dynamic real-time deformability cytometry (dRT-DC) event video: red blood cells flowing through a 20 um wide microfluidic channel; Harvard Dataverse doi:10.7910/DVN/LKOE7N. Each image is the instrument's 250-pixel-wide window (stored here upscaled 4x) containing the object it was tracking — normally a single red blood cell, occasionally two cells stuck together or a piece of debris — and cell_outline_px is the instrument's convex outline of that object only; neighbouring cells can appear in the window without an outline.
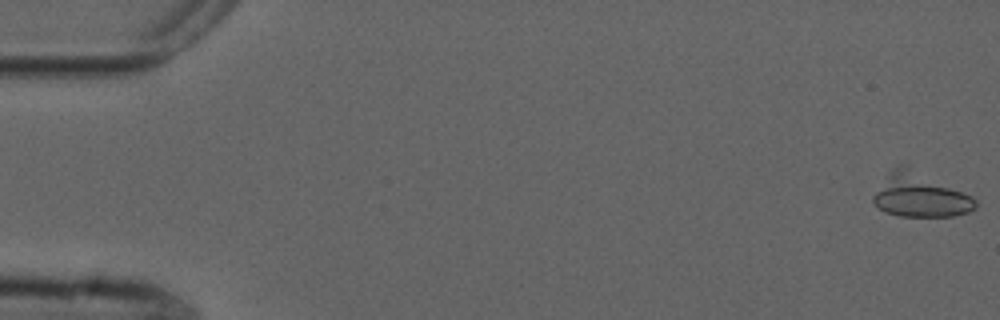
{"species": "common noctule bat (a hibernating species)", "species_latin": "Nyctalus noctula", "temperature_condition": "cold", "stored_images_in_passage": 13, "camera_frame_rate_fps": 3000, "um_per_image_px": 0.085, "animal": {"sex": "male", "forearm_length_mm": 52.5}, "frame": {"image": 1, "passage_image": 1, "time_ms": 0.0, "image_size_px": [1000, 320], "cell_outline_px": [[976, 208], [968, 212], [952, 216], [900, 216], [884, 212], [872, 200], [872, 196], [888, 172], [900, 164], [908, 164], [972, 196], [976, 200]], "centroid_in_image_um": [78.2, 16.56], "position_along_channel_um": 6.8, "area_um2": 26.36}}